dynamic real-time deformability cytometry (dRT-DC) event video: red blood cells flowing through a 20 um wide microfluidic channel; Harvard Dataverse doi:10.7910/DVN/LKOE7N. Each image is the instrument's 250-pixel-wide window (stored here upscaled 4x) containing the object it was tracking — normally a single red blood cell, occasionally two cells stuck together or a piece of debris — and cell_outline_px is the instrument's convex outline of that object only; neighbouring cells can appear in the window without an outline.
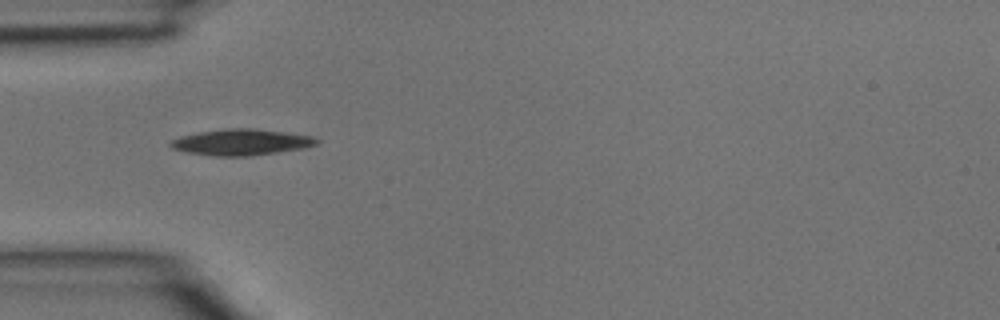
{"species": "common noctule bat (a hibernating species)", "species_latin": "Nyctalus noctula", "temperature_condition": "room temperature", "stored_images_in_passage": 1, "camera_frame_rate_fps": 3000, "um_per_image_px": 0.085, "animal": {"sex": "male", "body_mass_g": 15.6}, "frame": {"image": 1, "passage_image": 1, "time_ms": 0.0, "image_size_px": [1000, 320], "cell_outline_px": [[320, 140], [316, 144], [304, 148], [248, 156], [212, 156], [184, 152], [172, 148], [168, 144], [172, 140], [180, 136], [200, 132], [228, 128], [256, 128], [312, 136]], "centroid_in_image_um": [20.48, 12.08], "position_along_channel_um": 64.5, "area_um2": 22.2}}